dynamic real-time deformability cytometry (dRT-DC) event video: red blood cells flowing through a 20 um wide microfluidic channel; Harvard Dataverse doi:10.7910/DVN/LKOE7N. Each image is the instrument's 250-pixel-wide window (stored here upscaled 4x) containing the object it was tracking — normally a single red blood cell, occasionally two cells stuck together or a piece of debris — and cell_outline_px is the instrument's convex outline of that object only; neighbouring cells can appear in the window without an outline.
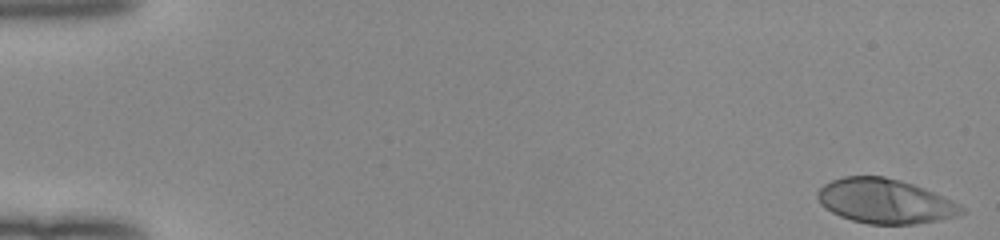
{"species": "human", "species_latin": "Homo sapiens", "temperature_condition": "room temperature", "stored_images_in_passage": 51, "camera_frame_rate_fps": 3000, "um_per_image_px": 0.085, "donor": {"sex": "female"}, "frame": {"image": 1, "passage_image": 1, "time_ms": 0.0, "image_size_px": [1000, 240], "cell_outline_px": [[964, 212], [956, 216], [940, 220], [916, 224], [868, 224], [852, 220], [840, 216], [824, 208], [820, 204], [816, 196], [816, 192], [824, 184], [832, 180], [844, 176], [884, 176], [900, 180], [924, 188], [944, 196], [952, 200], [964, 208]], "centroid_in_image_um": [75.21, 17.1], "position_along_channel_um": 9.8, "area_um2": 37.51}}
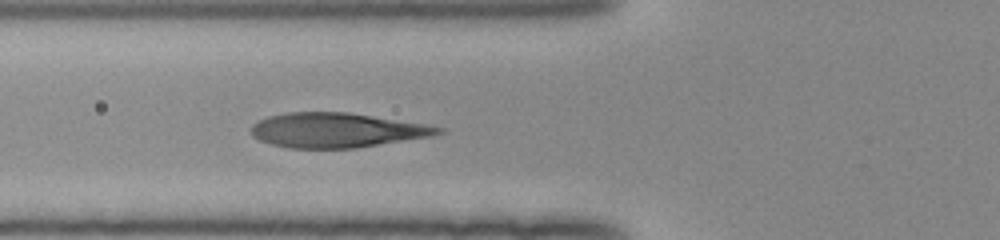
{"frame": {"image": 2, "passage_image": 20, "time_ms": 6.333, "image_size_px": [1000, 240], "cell_outline_px": [[444, 132], [432, 136], [356, 148], [288, 148], [272, 144], [260, 140], [252, 136], [252, 124], [268, 116], [288, 112], [348, 112], [428, 124], [444, 128]], "centroid_in_image_um": [28.65, 11.06], "position_along_channel_um": 97.2, "area_um2": 37.8}}
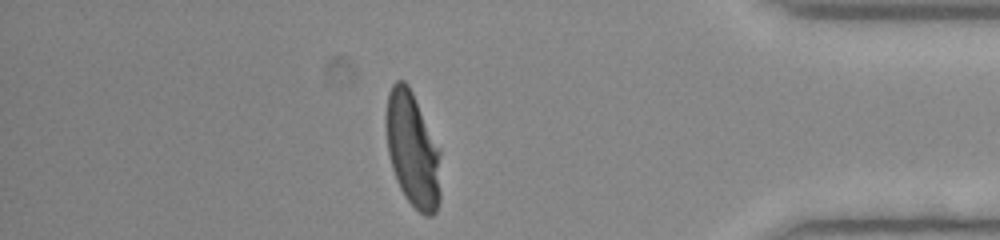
{"frame": {"image": 3, "passage_image": 45, "time_ms": 14.667, "image_size_px": [1000, 240], "cell_outline_px": [[440, 200], [436, 212], [432, 216], [424, 216], [404, 196], [396, 180], [392, 168], [388, 152], [384, 124], [384, 116], [388, 92], [392, 84], [396, 80], [404, 80], [408, 84], [440, 148]], "centroid_in_image_um": [35.05, 12.7], "position_along_channel_um": 400.1, "area_um2": 37.17}, "authors_computed_cell_mechanics": {"area_um2": 37.4544, "velocity_mm_per_s": 4.0015, "shape_relaxation_time_tau1_ms": 3.8312, "shape_relaxation_time_tau2_ms": null, "deformation_change_tau1": 0.232, "deformation_change_tau2": null}}